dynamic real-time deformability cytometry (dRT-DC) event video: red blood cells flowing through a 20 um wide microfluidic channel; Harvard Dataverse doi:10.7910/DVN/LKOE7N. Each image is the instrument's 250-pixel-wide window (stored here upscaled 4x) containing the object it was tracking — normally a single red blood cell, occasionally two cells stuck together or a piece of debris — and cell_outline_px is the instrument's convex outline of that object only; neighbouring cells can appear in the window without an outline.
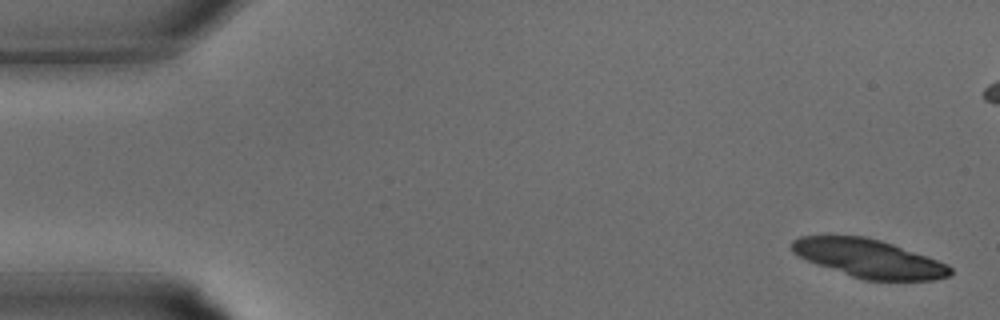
{"species": "common noctule bat (a hibernating species)", "species_latin": "Nyctalus noctula", "temperature_condition": "warm", "stored_images_in_passage": 34, "camera_frame_rate_fps": 3000, "um_per_image_px": 0.085, "animal": {"sex": "male", "body_mass_g": 15.6}, "frame": {"image": 1, "passage_image": 1, "time_ms": 0.0, "image_size_px": [1000, 320], "cell_outline_px": [[952, 272], [948, 276], [932, 280], [864, 280], [816, 264], [792, 252], [792, 240], [800, 236], [864, 236], [880, 240], [892, 244], [948, 264], [952, 268]], "centroid_in_image_um": [73.85, 21.97], "position_along_channel_um": 11.1, "area_um2": 34.85}}
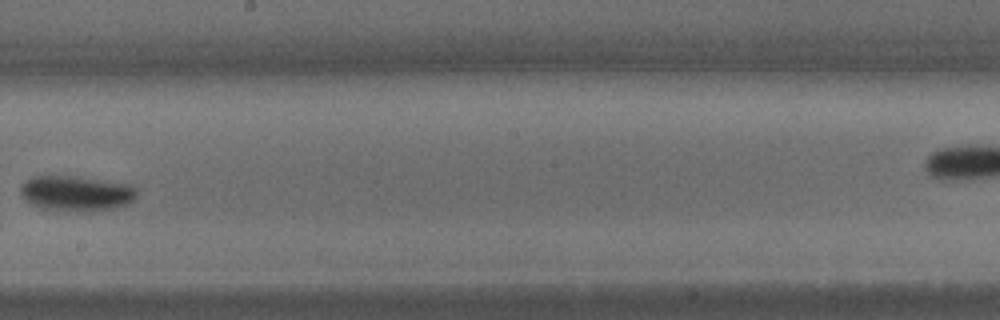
{"frame": {"image": 2, "passage_image": 19, "time_ms": 6.0, "image_size_px": [1000, 320], "cell_outline_px": [[136, 196], [128, 204], [116, 208], [88, 212], [68, 212], [40, 208], [24, 200], [20, 196], [20, 188], [32, 176], [80, 176], [132, 184], [136, 188]], "centroid_in_image_um": [6.5, 16.45], "position_along_channel_um": 241.7, "area_um2": 24.51}}
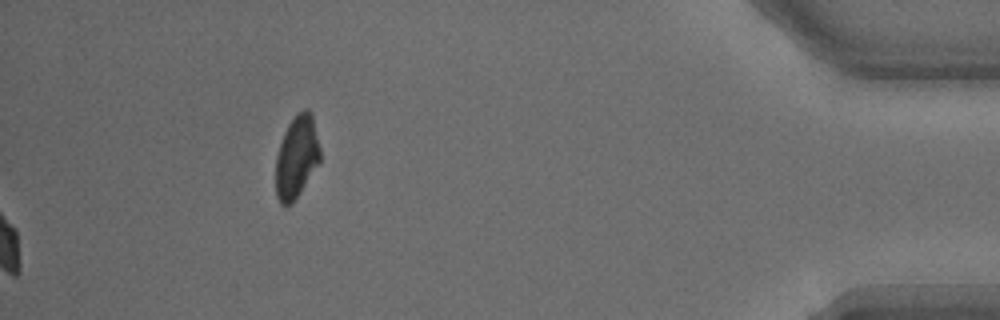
{"frame": {"image": 3, "passage_image": 34, "time_ms": 11.0, "image_size_px": [1000, 320], "cell_outline_px": [[320, 160], [300, 192], [284, 208], [280, 204], [276, 196], [276, 156], [284, 132], [288, 124], [296, 112], [304, 108], [308, 108], [312, 112], [320, 148]], "centroid_in_image_um": [25.21, 13.28], "position_along_channel_um": 410.0, "area_um2": 21.27}}